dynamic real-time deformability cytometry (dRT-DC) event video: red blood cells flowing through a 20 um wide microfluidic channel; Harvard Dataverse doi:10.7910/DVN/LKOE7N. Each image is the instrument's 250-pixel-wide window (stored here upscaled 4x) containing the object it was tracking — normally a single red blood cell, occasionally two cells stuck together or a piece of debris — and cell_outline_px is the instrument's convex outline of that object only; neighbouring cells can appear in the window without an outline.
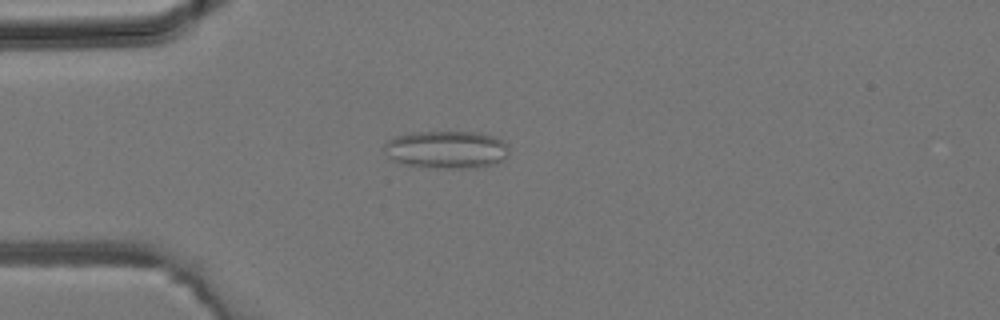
{"species": "common noctule bat (a hibernating species)", "species_latin": "Nyctalus noctula", "temperature_condition": "room temperature", "stored_images_in_passage": 4, "camera_frame_rate_fps": 3000, "um_per_image_px": 0.085, "animal": {"sex": "male", "body_mass_g": 19.2, "forearm_length_mm": 51.8}, "frame": {"image": 1, "passage_image": 4, "time_ms": 1.0, "image_size_px": [1000, 320], "cell_outline_px": [[508, 156], [504, 160], [496, 164], [480, 168], [436, 168], [408, 164], [396, 160], [388, 156], [384, 148], [384, 144], [388, 140], [396, 136], [412, 132], [480, 132], [492, 136], [508, 144]], "centroid_in_image_um": [38.02, 12.72], "position_along_channel_um": 47.0, "area_um2": 27.46}}